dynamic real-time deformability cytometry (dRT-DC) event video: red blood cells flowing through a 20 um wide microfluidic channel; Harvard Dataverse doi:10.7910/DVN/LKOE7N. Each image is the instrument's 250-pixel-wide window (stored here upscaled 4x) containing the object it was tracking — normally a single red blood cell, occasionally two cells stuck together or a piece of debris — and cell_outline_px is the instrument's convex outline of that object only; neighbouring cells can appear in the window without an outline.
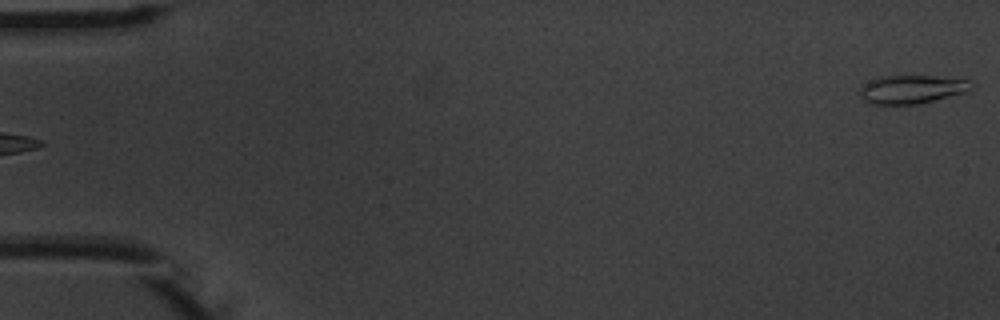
{"species": "common noctule bat (a hibernating species)", "species_latin": "Nyctalus noctula", "temperature_condition": "warm", "stored_images_in_passage": 4, "camera_frame_rate_fps": 3000, "um_per_image_px": 0.085, "animal": {"sex": "male", "body_mass_g": 20.1, "forearm_length_mm": 53.5}, "frame": {"image": 1, "passage_image": 4, "time_ms": 3.667, "image_size_px": [1000, 320], "cell_outline_px": [[972, 80], [968, 92], [916, 104], [868, 104], [860, 96], [860, 88], [864, 84], [880, 76], [932, 76]], "centroid_in_image_um": [77.48, 7.59], "position_along_channel_um": 7.5, "area_um2": 18.32}}